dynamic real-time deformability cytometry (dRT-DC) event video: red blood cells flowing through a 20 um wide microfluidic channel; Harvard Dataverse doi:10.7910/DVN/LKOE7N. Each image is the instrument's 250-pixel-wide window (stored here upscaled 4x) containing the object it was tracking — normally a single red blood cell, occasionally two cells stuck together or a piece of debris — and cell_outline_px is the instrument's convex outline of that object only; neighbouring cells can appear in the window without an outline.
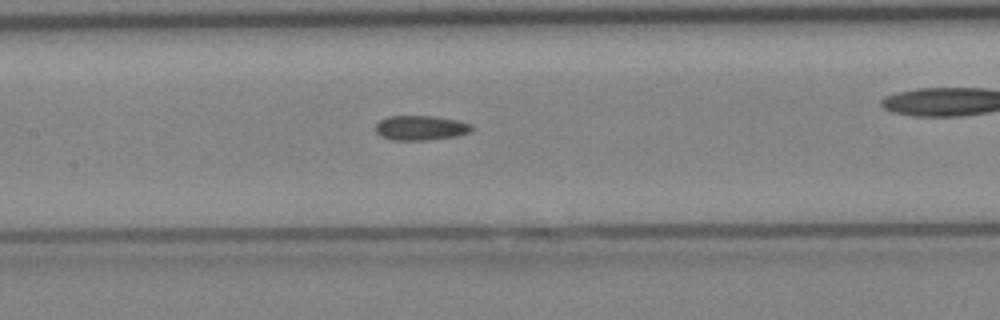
{"species": "Egyptian fruit bat (a non-hibernating species)", "species_latin": "Rousettus aegyptiacus", "temperature_condition": "cold", "stored_images_in_passage": 32, "camera_frame_rate_fps": 3000, "um_per_image_px": 0.085, "animal": {"sex": "female"}, "frame": {"image": 1, "passage_image": 10, "time_ms": 3.0, "image_size_px": [1000, 320], "cell_outline_px": [[472, 128], [468, 132], [456, 136], [428, 140], [392, 140], [380, 136], [376, 132], [376, 124], [380, 120], [388, 116], [436, 116], [460, 120], [472, 124]], "centroid_in_image_um": [35.75, 10.86], "position_along_channel_um": 171.6, "area_um2": 13.93}}